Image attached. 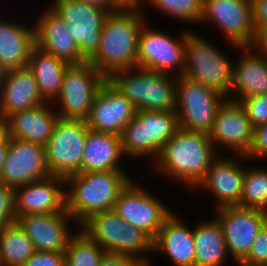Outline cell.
Wrapping results in <instances>:
<instances>
[{
  "mask_svg": "<svg viewBox=\"0 0 267 266\" xmlns=\"http://www.w3.org/2000/svg\"><path fill=\"white\" fill-rule=\"evenodd\" d=\"M152 251H163L176 266H195L194 233L171 214L153 240Z\"/></svg>",
  "mask_w": 267,
  "mask_h": 266,
  "instance_id": "484cf974",
  "label": "cell"
},
{
  "mask_svg": "<svg viewBox=\"0 0 267 266\" xmlns=\"http://www.w3.org/2000/svg\"><path fill=\"white\" fill-rule=\"evenodd\" d=\"M185 41L186 31L180 34L178 41L144 24L138 38V67L167 74H174L172 70L177 69L179 76H182L185 63Z\"/></svg>",
  "mask_w": 267,
  "mask_h": 266,
  "instance_id": "5bb4252c",
  "label": "cell"
},
{
  "mask_svg": "<svg viewBox=\"0 0 267 266\" xmlns=\"http://www.w3.org/2000/svg\"><path fill=\"white\" fill-rule=\"evenodd\" d=\"M144 1L146 0H112V3L115 10L144 12L140 9Z\"/></svg>",
  "mask_w": 267,
  "mask_h": 266,
  "instance_id": "b9f144b4",
  "label": "cell"
},
{
  "mask_svg": "<svg viewBox=\"0 0 267 266\" xmlns=\"http://www.w3.org/2000/svg\"><path fill=\"white\" fill-rule=\"evenodd\" d=\"M242 266H267V223L258 232L248 255L239 263Z\"/></svg>",
  "mask_w": 267,
  "mask_h": 266,
  "instance_id": "d590c367",
  "label": "cell"
},
{
  "mask_svg": "<svg viewBox=\"0 0 267 266\" xmlns=\"http://www.w3.org/2000/svg\"><path fill=\"white\" fill-rule=\"evenodd\" d=\"M36 45L35 28L9 21L0 22V62L7 68L27 66Z\"/></svg>",
  "mask_w": 267,
  "mask_h": 266,
  "instance_id": "83f0119b",
  "label": "cell"
},
{
  "mask_svg": "<svg viewBox=\"0 0 267 266\" xmlns=\"http://www.w3.org/2000/svg\"><path fill=\"white\" fill-rule=\"evenodd\" d=\"M201 21H214L237 49L254 45L252 0H204Z\"/></svg>",
  "mask_w": 267,
  "mask_h": 266,
  "instance_id": "4fadbf2b",
  "label": "cell"
},
{
  "mask_svg": "<svg viewBox=\"0 0 267 266\" xmlns=\"http://www.w3.org/2000/svg\"><path fill=\"white\" fill-rule=\"evenodd\" d=\"M239 49L245 53L237 66L232 65L230 93L237 91L238 97L228 98L233 102L267 94V58L261 53L249 52L252 47H240Z\"/></svg>",
  "mask_w": 267,
  "mask_h": 266,
  "instance_id": "d4e9b609",
  "label": "cell"
},
{
  "mask_svg": "<svg viewBox=\"0 0 267 266\" xmlns=\"http://www.w3.org/2000/svg\"><path fill=\"white\" fill-rule=\"evenodd\" d=\"M88 125L85 120L59 118L45 145L50 174L66 178L81 173V161Z\"/></svg>",
  "mask_w": 267,
  "mask_h": 266,
  "instance_id": "9c48e42d",
  "label": "cell"
},
{
  "mask_svg": "<svg viewBox=\"0 0 267 266\" xmlns=\"http://www.w3.org/2000/svg\"><path fill=\"white\" fill-rule=\"evenodd\" d=\"M235 161L234 157L225 159L217 155L205 178L197 185L213 193L219 201L216 208L240 206L245 168Z\"/></svg>",
  "mask_w": 267,
  "mask_h": 266,
  "instance_id": "7402d4cb",
  "label": "cell"
},
{
  "mask_svg": "<svg viewBox=\"0 0 267 266\" xmlns=\"http://www.w3.org/2000/svg\"><path fill=\"white\" fill-rule=\"evenodd\" d=\"M8 69L0 62V92L2 88V84L4 83V80L6 79Z\"/></svg>",
  "mask_w": 267,
  "mask_h": 266,
  "instance_id": "7dc6e473",
  "label": "cell"
},
{
  "mask_svg": "<svg viewBox=\"0 0 267 266\" xmlns=\"http://www.w3.org/2000/svg\"><path fill=\"white\" fill-rule=\"evenodd\" d=\"M215 147L208 134L179 128L154 162L162 173L197 188L217 158Z\"/></svg>",
  "mask_w": 267,
  "mask_h": 266,
  "instance_id": "7a4b0ae2",
  "label": "cell"
},
{
  "mask_svg": "<svg viewBox=\"0 0 267 266\" xmlns=\"http://www.w3.org/2000/svg\"><path fill=\"white\" fill-rule=\"evenodd\" d=\"M51 9L67 24L81 55L88 61L99 49L103 22L110 13L79 0H54Z\"/></svg>",
  "mask_w": 267,
  "mask_h": 266,
  "instance_id": "8fae6325",
  "label": "cell"
},
{
  "mask_svg": "<svg viewBox=\"0 0 267 266\" xmlns=\"http://www.w3.org/2000/svg\"><path fill=\"white\" fill-rule=\"evenodd\" d=\"M143 12L116 10L103 22L100 45L88 60L106 79L114 72L138 67V38Z\"/></svg>",
  "mask_w": 267,
  "mask_h": 266,
  "instance_id": "6da1fadb",
  "label": "cell"
},
{
  "mask_svg": "<svg viewBox=\"0 0 267 266\" xmlns=\"http://www.w3.org/2000/svg\"><path fill=\"white\" fill-rule=\"evenodd\" d=\"M240 207L267 211V170L245 169Z\"/></svg>",
  "mask_w": 267,
  "mask_h": 266,
  "instance_id": "d6a6232c",
  "label": "cell"
},
{
  "mask_svg": "<svg viewBox=\"0 0 267 266\" xmlns=\"http://www.w3.org/2000/svg\"><path fill=\"white\" fill-rule=\"evenodd\" d=\"M260 50L263 56L267 58V26L262 27L257 33L252 50Z\"/></svg>",
  "mask_w": 267,
  "mask_h": 266,
  "instance_id": "7bdbcfd3",
  "label": "cell"
},
{
  "mask_svg": "<svg viewBox=\"0 0 267 266\" xmlns=\"http://www.w3.org/2000/svg\"><path fill=\"white\" fill-rule=\"evenodd\" d=\"M22 266H65L64 253L36 251Z\"/></svg>",
  "mask_w": 267,
  "mask_h": 266,
  "instance_id": "ab89813d",
  "label": "cell"
},
{
  "mask_svg": "<svg viewBox=\"0 0 267 266\" xmlns=\"http://www.w3.org/2000/svg\"><path fill=\"white\" fill-rule=\"evenodd\" d=\"M81 226L91 240L109 253L146 258L141 253L153 250V240L123 220L113 209L94 214Z\"/></svg>",
  "mask_w": 267,
  "mask_h": 266,
  "instance_id": "8992f818",
  "label": "cell"
},
{
  "mask_svg": "<svg viewBox=\"0 0 267 266\" xmlns=\"http://www.w3.org/2000/svg\"><path fill=\"white\" fill-rule=\"evenodd\" d=\"M124 155L119 135L88 128L81 172L123 171L118 161Z\"/></svg>",
  "mask_w": 267,
  "mask_h": 266,
  "instance_id": "4316f807",
  "label": "cell"
},
{
  "mask_svg": "<svg viewBox=\"0 0 267 266\" xmlns=\"http://www.w3.org/2000/svg\"><path fill=\"white\" fill-rule=\"evenodd\" d=\"M227 252L239 264L249 253L258 232L267 223V211L257 208L227 206L217 209Z\"/></svg>",
  "mask_w": 267,
  "mask_h": 266,
  "instance_id": "7c38bea8",
  "label": "cell"
},
{
  "mask_svg": "<svg viewBox=\"0 0 267 266\" xmlns=\"http://www.w3.org/2000/svg\"><path fill=\"white\" fill-rule=\"evenodd\" d=\"M208 135L214 145L227 146L236 155H247L253 144L254 128L240 103L227 99L218 109Z\"/></svg>",
  "mask_w": 267,
  "mask_h": 266,
  "instance_id": "ac0fdd59",
  "label": "cell"
},
{
  "mask_svg": "<svg viewBox=\"0 0 267 266\" xmlns=\"http://www.w3.org/2000/svg\"><path fill=\"white\" fill-rule=\"evenodd\" d=\"M182 76L200 82L226 98L230 94L232 64L224 53L204 38L186 31Z\"/></svg>",
  "mask_w": 267,
  "mask_h": 266,
  "instance_id": "52a82bcc",
  "label": "cell"
},
{
  "mask_svg": "<svg viewBox=\"0 0 267 266\" xmlns=\"http://www.w3.org/2000/svg\"><path fill=\"white\" fill-rule=\"evenodd\" d=\"M79 1L92 5V6L101 7L103 9L108 10L109 12L116 11L113 8L112 0H79Z\"/></svg>",
  "mask_w": 267,
  "mask_h": 266,
  "instance_id": "ee69618b",
  "label": "cell"
},
{
  "mask_svg": "<svg viewBox=\"0 0 267 266\" xmlns=\"http://www.w3.org/2000/svg\"><path fill=\"white\" fill-rule=\"evenodd\" d=\"M113 210L127 223L141 229L154 240L165 220L172 214L155 196L135 186L134 182L121 191Z\"/></svg>",
  "mask_w": 267,
  "mask_h": 266,
  "instance_id": "9a60e30c",
  "label": "cell"
},
{
  "mask_svg": "<svg viewBox=\"0 0 267 266\" xmlns=\"http://www.w3.org/2000/svg\"><path fill=\"white\" fill-rule=\"evenodd\" d=\"M45 146L9 137L0 182L14 188L49 177Z\"/></svg>",
  "mask_w": 267,
  "mask_h": 266,
  "instance_id": "2e32d148",
  "label": "cell"
},
{
  "mask_svg": "<svg viewBox=\"0 0 267 266\" xmlns=\"http://www.w3.org/2000/svg\"><path fill=\"white\" fill-rule=\"evenodd\" d=\"M100 266H149V259L106 252Z\"/></svg>",
  "mask_w": 267,
  "mask_h": 266,
  "instance_id": "74e56055",
  "label": "cell"
},
{
  "mask_svg": "<svg viewBox=\"0 0 267 266\" xmlns=\"http://www.w3.org/2000/svg\"><path fill=\"white\" fill-rule=\"evenodd\" d=\"M253 26L256 33L267 26V0H252Z\"/></svg>",
  "mask_w": 267,
  "mask_h": 266,
  "instance_id": "60d3db41",
  "label": "cell"
},
{
  "mask_svg": "<svg viewBox=\"0 0 267 266\" xmlns=\"http://www.w3.org/2000/svg\"><path fill=\"white\" fill-rule=\"evenodd\" d=\"M135 73L131 75V73ZM139 67L114 72L107 80L137 110H176L177 77Z\"/></svg>",
  "mask_w": 267,
  "mask_h": 266,
  "instance_id": "277c9868",
  "label": "cell"
},
{
  "mask_svg": "<svg viewBox=\"0 0 267 266\" xmlns=\"http://www.w3.org/2000/svg\"><path fill=\"white\" fill-rule=\"evenodd\" d=\"M106 251L82 230L69 241L64 252L65 266H100Z\"/></svg>",
  "mask_w": 267,
  "mask_h": 266,
  "instance_id": "1f68e13d",
  "label": "cell"
},
{
  "mask_svg": "<svg viewBox=\"0 0 267 266\" xmlns=\"http://www.w3.org/2000/svg\"><path fill=\"white\" fill-rule=\"evenodd\" d=\"M7 136V120L0 114V142H2Z\"/></svg>",
  "mask_w": 267,
  "mask_h": 266,
  "instance_id": "bcb514c9",
  "label": "cell"
},
{
  "mask_svg": "<svg viewBox=\"0 0 267 266\" xmlns=\"http://www.w3.org/2000/svg\"><path fill=\"white\" fill-rule=\"evenodd\" d=\"M106 80L89 61L70 64L64 72L59 94L55 98L61 103L59 118L86 120L93 99Z\"/></svg>",
  "mask_w": 267,
  "mask_h": 266,
  "instance_id": "30bf717a",
  "label": "cell"
},
{
  "mask_svg": "<svg viewBox=\"0 0 267 266\" xmlns=\"http://www.w3.org/2000/svg\"><path fill=\"white\" fill-rule=\"evenodd\" d=\"M48 104L40 95L37 81L28 66L8 69L0 92V114H10L42 104Z\"/></svg>",
  "mask_w": 267,
  "mask_h": 266,
  "instance_id": "603a6c76",
  "label": "cell"
},
{
  "mask_svg": "<svg viewBox=\"0 0 267 266\" xmlns=\"http://www.w3.org/2000/svg\"><path fill=\"white\" fill-rule=\"evenodd\" d=\"M65 178L49 177L14 188L16 218L27 214L59 213L65 210ZM61 186V187H60Z\"/></svg>",
  "mask_w": 267,
  "mask_h": 266,
  "instance_id": "ffe728a7",
  "label": "cell"
},
{
  "mask_svg": "<svg viewBox=\"0 0 267 266\" xmlns=\"http://www.w3.org/2000/svg\"><path fill=\"white\" fill-rule=\"evenodd\" d=\"M16 219L14 189L0 182V229Z\"/></svg>",
  "mask_w": 267,
  "mask_h": 266,
  "instance_id": "8d00e7d4",
  "label": "cell"
},
{
  "mask_svg": "<svg viewBox=\"0 0 267 266\" xmlns=\"http://www.w3.org/2000/svg\"><path fill=\"white\" fill-rule=\"evenodd\" d=\"M70 218L65 209L59 213L22 215L16 221L34 243L36 251L64 253L74 236L68 229Z\"/></svg>",
  "mask_w": 267,
  "mask_h": 266,
  "instance_id": "d6986e66",
  "label": "cell"
},
{
  "mask_svg": "<svg viewBox=\"0 0 267 266\" xmlns=\"http://www.w3.org/2000/svg\"><path fill=\"white\" fill-rule=\"evenodd\" d=\"M185 76H177L176 114L179 128L209 134L216 113L228 99Z\"/></svg>",
  "mask_w": 267,
  "mask_h": 266,
  "instance_id": "ba28073f",
  "label": "cell"
},
{
  "mask_svg": "<svg viewBox=\"0 0 267 266\" xmlns=\"http://www.w3.org/2000/svg\"><path fill=\"white\" fill-rule=\"evenodd\" d=\"M69 65L38 46L33 47L27 66L34 74L40 95L46 102L58 96L64 72Z\"/></svg>",
  "mask_w": 267,
  "mask_h": 266,
  "instance_id": "f1b7e54d",
  "label": "cell"
},
{
  "mask_svg": "<svg viewBox=\"0 0 267 266\" xmlns=\"http://www.w3.org/2000/svg\"><path fill=\"white\" fill-rule=\"evenodd\" d=\"M178 129L176 112L137 110L120 135L123 153L135 158L152 154L156 160Z\"/></svg>",
  "mask_w": 267,
  "mask_h": 266,
  "instance_id": "5b68a950",
  "label": "cell"
},
{
  "mask_svg": "<svg viewBox=\"0 0 267 266\" xmlns=\"http://www.w3.org/2000/svg\"><path fill=\"white\" fill-rule=\"evenodd\" d=\"M34 27L36 46L42 50L69 64L87 61L81 55L67 24L51 8L46 13L44 11Z\"/></svg>",
  "mask_w": 267,
  "mask_h": 266,
  "instance_id": "44dd1931",
  "label": "cell"
},
{
  "mask_svg": "<svg viewBox=\"0 0 267 266\" xmlns=\"http://www.w3.org/2000/svg\"><path fill=\"white\" fill-rule=\"evenodd\" d=\"M195 266H223L228 254L222 228L216 219L199 223L193 229Z\"/></svg>",
  "mask_w": 267,
  "mask_h": 266,
  "instance_id": "f546056e",
  "label": "cell"
},
{
  "mask_svg": "<svg viewBox=\"0 0 267 266\" xmlns=\"http://www.w3.org/2000/svg\"><path fill=\"white\" fill-rule=\"evenodd\" d=\"M241 159L267 157V123L254 129V139L247 155H237Z\"/></svg>",
  "mask_w": 267,
  "mask_h": 266,
  "instance_id": "f35d334b",
  "label": "cell"
},
{
  "mask_svg": "<svg viewBox=\"0 0 267 266\" xmlns=\"http://www.w3.org/2000/svg\"><path fill=\"white\" fill-rule=\"evenodd\" d=\"M165 14L185 22H201L204 0H147Z\"/></svg>",
  "mask_w": 267,
  "mask_h": 266,
  "instance_id": "836d02e7",
  "label": "cell"
},
{
  "mask_svg": "<svg viewBox=\"0 0 267 266\" xmlns=\"http://www.w3.org/2000/svg\"><path fill=\"white\" fill-rule=\"evenodd\" d=\"M35 252L34 243L17 221L0 229L1 266H22Z\"/></svg>",
  "mask_w": 267,
  "mask_h": 266,
  "instance_id": "4dcf8cb0",
  "label": "cell"
},
{
  "mask_svg": "<svg viewBox=\"0 0 267 266\" xmlns=\"http://www.w3.org/2000/svg\"><path fill=\"white\" fill-rule=\"evenodd\" d=\"M238 103L246 111L254 129L267 123V94L244 98Z\"/></svg>",
  "mask_w": 267,
  "mask_h": 266,
  "instance_id": "e575fe53",
  "label": "cell"
},
{
  "mask_svg": "<svg viewBox=\"0 0 267 266\" xmlns=\"http://www.w3.org/2000/svg\"><path fill=\"white\" fill-rule=\"evenodd\" d=\"M8 144H9V137L7 136L2 142H0V174L2 172L7 150H8Z\"/></svg>",
  "mask_w": 267,
  "mask_h": 266,
  "instance_id": "f6af8a7d",
  "label": "cell"
},
{
  "mask_svg": "<svg viewBox=\"0 0 267 266\" xmlns=\"http://www.w3.org/2000/svg\"><path fill=\"white\" fill-rule=\"evenodd\" d=\"M122 171L81 172L65 178V209L82 225L96 213L112 210L121 191L131 181Z\"/></svg>",
  "mask_w": 267,
  "mask_h": 266,
  "instance_id": "3957f363",
  "label": "cell"
},
{
  "mask_svg": "<svg viewBox=\"0 0 267 266\" xmlns=\"http://www.w3.org/2000/svg\"><path fill=\"white\" fill-rule=\"evenodd\" d=\"M136 113V107L106 80L95 95L85 121L90 129L120 136Z\"/></svg>",
  "mask_w": 267,
  "mask_h": 266,
  "instance_id": "e0dca14e",
  "label": "cell"
},
{
  "mask_svg": "<svg viewBox=\"0 0 267 266\" xmlns=\"http://www.w3.org/2000/svg\"><path fill=\"white\" fill-rule=\"evenodd\" d=\"M46 104L17 111L10 114L7 120L8 137L45 146L52 136L55 123L59 119Z\"/></svg>",
  "mask_w": 267,
  "mask_h": 266,
  "instance_id": "cb8c5ba5",
  "label": "cell"
}]
</instances>
